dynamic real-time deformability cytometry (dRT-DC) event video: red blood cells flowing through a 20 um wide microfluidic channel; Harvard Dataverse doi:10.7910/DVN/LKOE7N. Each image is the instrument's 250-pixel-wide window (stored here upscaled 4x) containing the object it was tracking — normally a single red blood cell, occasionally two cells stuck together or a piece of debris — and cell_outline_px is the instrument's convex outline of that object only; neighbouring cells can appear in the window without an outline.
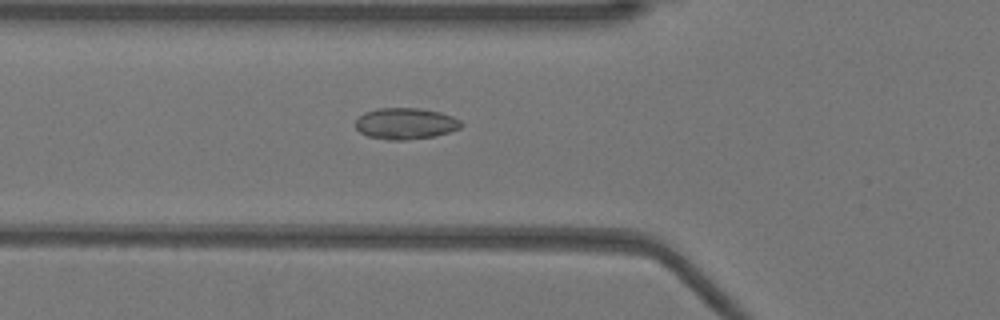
{"species": "Egyptian fruit bat (a non-hibernating species)", "species_latin": "Rousettus aegyptiacus", "temperature_condition": "warm", "stored_images_in_passage": 50, "camera_frame_rate_fps": 3000, "um_per_image_px": 0.085, "animal": {"sex": "female"}, "frame": {"image": 1, "passage_image": 17, "time_ms": 5.333, "image_size_px": [1000, 320], "cell_outline_px": [[464, 124], [460, 128], [448, 132], [432, 136], [408, 140], [388, 140], [368, 136], [360, 132], [356, 128], [356, 120], [364, 112], [376, 108], [420, 108], [440, 112], [452, 116], [460, 120]], "centroid_in_image_um": [34.47, 10.5], "position_along_channel_um": 91.3, "area_um2": 19.31}}
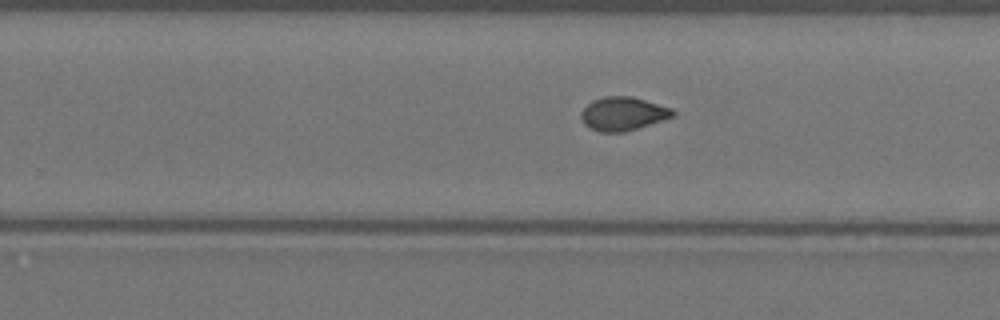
{"frame": {"image": 2, "passage_image": 31, "time_ms": 10.0, "image_size_px": [1000, 320], "cell_outline_px": [[676, 112], [672, 116], [624, 132], [600, 132], [588, 128], [584, 124], [580, 116], [580, 112], [592, 100], [604, 96], [632, 96], [672, 108]], "centroid_in_image_um": [52.9, 9.66], "position_along_channel_um": 276.9, "area_um2": 17.8}}
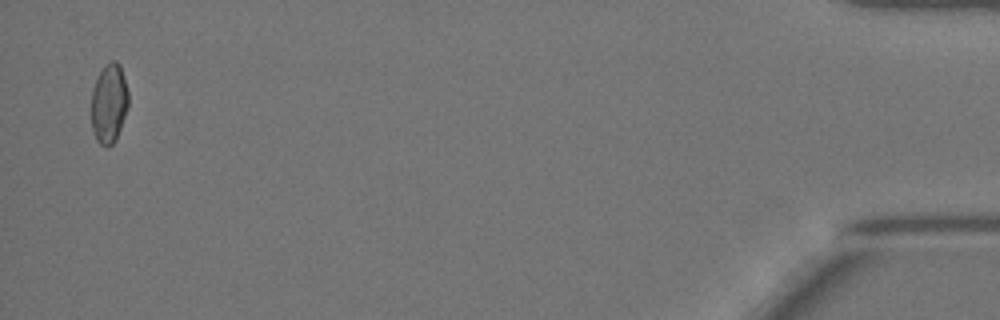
{"frame": {"image": 3, "passage_image": 49, "time_ms": 16.0, "image_size_px": [1000, 320], "cell_outline_px": [[128, 108], [116, 140], [108, 148], [100, 144], [96, 140], [92, 132], [92, 88], [104, 64], [112, 60], [116, 60], [120, 64], [128, 92]], "centroid_in_image_um": [9.27, 8.8], "position_along_channel_um": 425.9, "area_um2": 17.34}, "authors_computed_cell_mechanics": {"area_um2": 17.7157, "velocity_mm_per_s": 3.9679, "shape_relaxation_time_tau1_ms": null, "shape_relaxation_time_tau2_ms": 0.967, "deformation_change_tau1": null, "deformation_change_tau2": 0.0519}}